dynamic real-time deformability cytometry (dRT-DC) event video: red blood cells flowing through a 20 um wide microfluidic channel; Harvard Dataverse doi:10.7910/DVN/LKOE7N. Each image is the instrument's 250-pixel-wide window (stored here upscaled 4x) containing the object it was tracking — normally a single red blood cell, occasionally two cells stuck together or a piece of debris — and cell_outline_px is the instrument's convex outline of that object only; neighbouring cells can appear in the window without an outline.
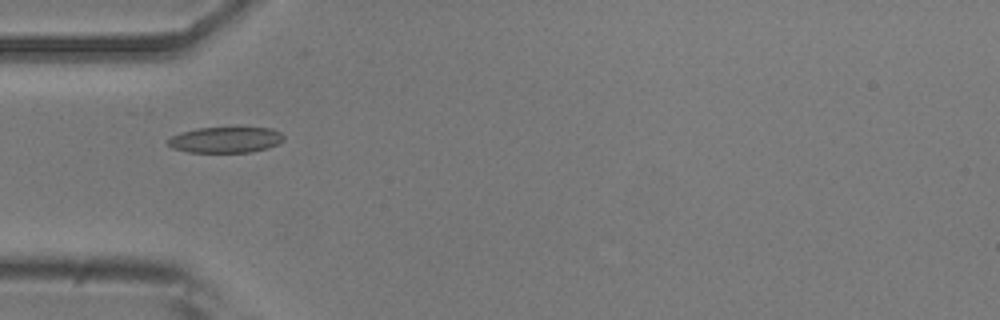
{"species": "common noctule bat (a hibernating species)", "species_latin": "Nyctalus noctula", "temperature_condition": "room temperature", "stored_images_in_passage": 11, "camera_frame_rate_fps": 3000, "um_per_image_px": 0.085, "animal": {"sex": "male", "body_mass_g": 20.5, "forearm_length_mm": 52.5}, "frame": {"image": 1, "passage_image": 1, "time_ms": 0.0, "image_size_px": [1000, 320], "cell_outline_px": [[284, 140], [268, 148], [252, 152], [188, 152], [172, 148], [168, 144], [168, 140], [172, 136], [180, 132], [196, 128], [272, 128], [280, 132], [284, 136]], "centroid_in_image_um": [19.17, 11.88], "position_along_channel_um": 65.8, "area_um2": 17.4}}
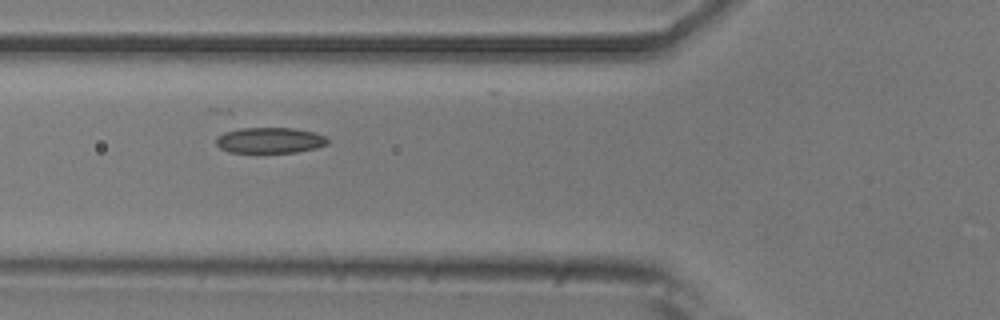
{"frame": {"image": 2, "passage_image": 4, "time_ms": 1.0, "image_size_px": [1000, 320], "cell_outline_px": [[328, 144], [316, 148], [296, 152], [228, 152], [220, 148], [216, 144], [216, 136], [224, 132], [240, 128], [292, 128], [312, 132], [324, 136], [328, 140]], "centroid_in_image_um": [22.9, 11.92], "position_along_channel_um": 102.9, "area_um2": 16.65}}